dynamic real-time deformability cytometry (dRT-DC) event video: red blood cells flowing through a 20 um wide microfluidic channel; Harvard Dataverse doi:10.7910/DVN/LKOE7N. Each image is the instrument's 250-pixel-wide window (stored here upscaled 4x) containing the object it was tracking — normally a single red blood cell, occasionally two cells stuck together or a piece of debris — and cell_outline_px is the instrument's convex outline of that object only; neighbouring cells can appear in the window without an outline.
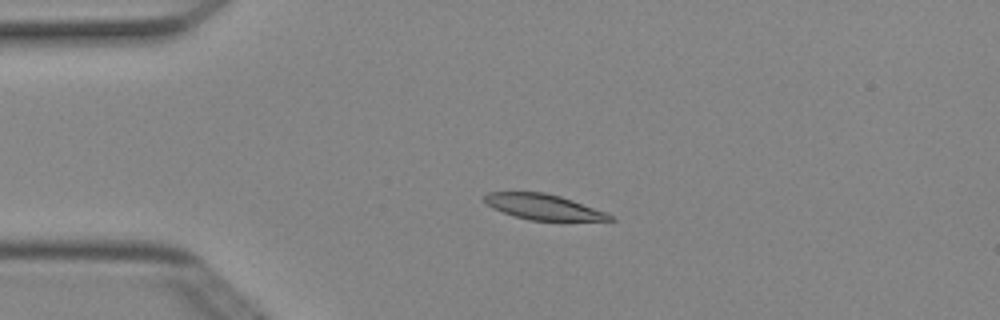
{"species": "Egyptian fruit bat (a non-hibernating species)", "species_latin": "Rousettus aegyptiacus", "temperature_condition": "cold", "stored_images_in_passage": 3, "camera_frame_rate_fps": 3000, "um_per_image_px": 0.085, "animal": {"sex": "female"}, "frame": {"image": 1, "passage_image": 2, "time_ms": 0.333, "image_size_px": [1000, 320], "cell_outline_px": [[616, 220], [528, 220], [492, 208], [484, 200], [484, 196], [488, 192], [544, 192], [560, 196], [572, 200], [604, 212], [612, 216]], "centroid_in_image_um": [46.15, 17.58], "position_along_channel_um": 38.9, "area_um2": 18.15}}